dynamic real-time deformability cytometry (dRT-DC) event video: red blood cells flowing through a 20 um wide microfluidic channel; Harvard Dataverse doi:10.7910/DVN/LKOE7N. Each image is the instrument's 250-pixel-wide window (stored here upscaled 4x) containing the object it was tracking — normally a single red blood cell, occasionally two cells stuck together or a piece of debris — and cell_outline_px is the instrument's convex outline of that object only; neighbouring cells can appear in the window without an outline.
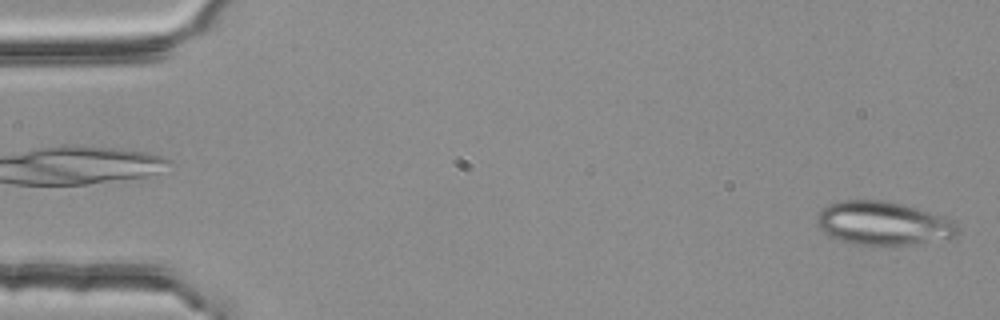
{"species": "common noctule bat (a hibernating species)", "species_latin": "Nyctalus noctula", "temperature_condition": "room temperature", "stored_images_in_passage": 53, "segment_of_instrument_passage": [1, 2], "camera_frame_rate_fps": 3000, "um_per_image_px": 0.085, "animal": {"sex": "female", "body_mass_g": 25.1}, "frame": {"image": 1, "passage_image": 1, "time_ms": 0.0, "image_size_px": [1000, 320], "cell_outline_px": [[960, 232], [952, 240], [912, 244], [860, 244], [844, 240], [832, 236], [824, 232], [816, 224], [816, 220], [820, 208], [828, 204], [840, 200], [884, 200], [904, 204], [940, 216], [956, 224], [960, 228]], "centroid_in_image_um": [75.1, 18.97], "position_along_channel_um": 9.9, "area_um2": 35.6}}